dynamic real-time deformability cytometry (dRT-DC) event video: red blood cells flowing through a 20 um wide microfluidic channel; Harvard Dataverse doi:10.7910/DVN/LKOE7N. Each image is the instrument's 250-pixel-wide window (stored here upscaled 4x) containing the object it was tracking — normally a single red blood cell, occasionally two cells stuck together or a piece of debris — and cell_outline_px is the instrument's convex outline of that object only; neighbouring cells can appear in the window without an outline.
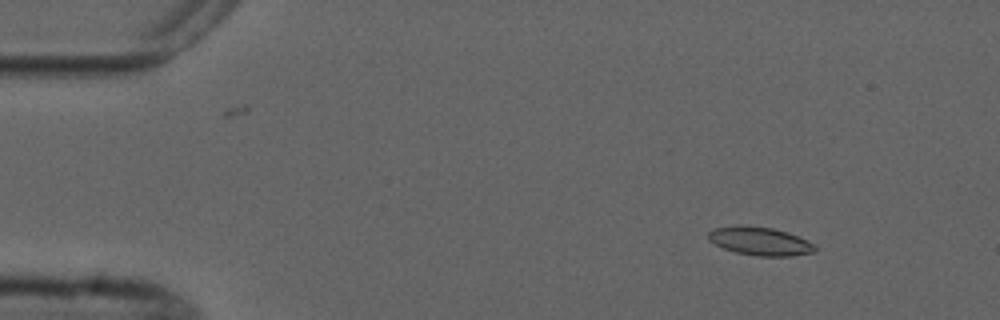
{"species": "common noctule bat (a hibernating species)", "species_latin": "Nyctalus noctula", "temperature_condition": "cold", "stored_images_in_passage": 7, "camera_frame_rate_fps": 3000, "um_per_image_px": 0.085, "animal": {"sex": "male", "forearm_length_mm": 52.5}, "frame": {"image": 1, "passage_image": 1, "time_ms": 0.0, "image_size_px": [1000, 320], "cell_outline_px": [[816, 252], [792, 256], [756, 256], [736, 252], [724, 248], [708, 240], [708, 232], [716, 228], [740, 224], [748, 224], [772, 228], [788, 232], [808, 240], [816, 244]], "centroid_in_image_um": [64.64, 20.49], "position_along_channel_um": 20.4, "area_um2": 17.92}}
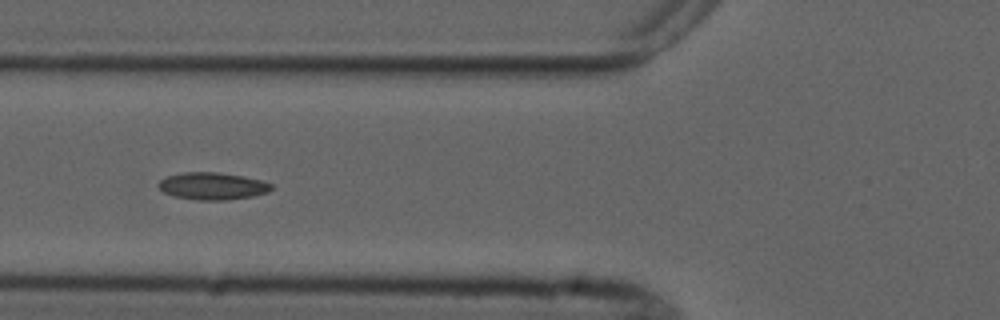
{"frame": {"image": 2, "passage_image": 5, "time_ms": 4.667, "image_size_px": [1000, 320], "cell_outline_px": [[272, 188], [268, 192], [252, 196], [224, 200], [196, 200], [172, 196], [164, 192], [156, 184], [160, 180], [168, 176], [184, 172], [220, 172], [244, 176], [260, 180], [272, 184]], "centroid_in_image_um": [18.04, 15.81], "position_along_channel_um": 107.8, "area_um2": 17.92}}
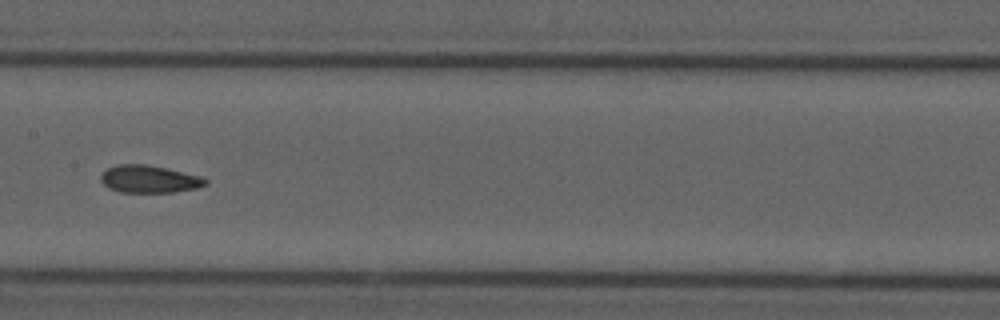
{"frame": {"image": 3, "passage_image": 7, "time_ms": 7.0, "image_size_px": [1000, 320], "cell_outline_px": [[208, 184], [196, 188], [172, 192], [120, 192], [108, 188], [100, 180], [100, 176], [108, 168], [120, 164], [144, 164], [164, 168], [200, 176], [208, 180]], "centroid_in_image_um": [12.67, 15.23], "position_along_channel_um": 194.7, "area_um2": 16.53}}